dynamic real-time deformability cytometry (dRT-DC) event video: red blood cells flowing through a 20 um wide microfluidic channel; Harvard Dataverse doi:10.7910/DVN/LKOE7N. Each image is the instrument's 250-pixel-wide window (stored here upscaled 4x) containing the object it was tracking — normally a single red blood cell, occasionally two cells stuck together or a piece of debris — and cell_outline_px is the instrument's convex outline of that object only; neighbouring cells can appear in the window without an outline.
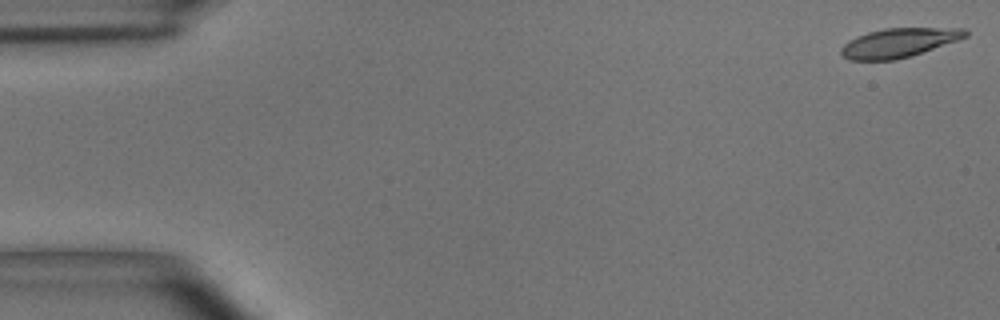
{"species": "common noctule bat (a hibernating species)", "species_latin": "Nyctalus noctula", "temperature_condition": "room temperature", "stored_images_in_passage": 54, "camera_frame_rate_fps": 3000, "um_per_image_px": 0.085, "animal": {"sex": "male", "body_mass_g": 15.6}, "frame": {"image": 1, "passage_image": 1, "time_ms": 0.0, "image_size_px": [1000, 320], "cell_outline_px": [[968, 36], [912, 56], [896, 60], [848, 60], [840, 52], [840, 48], [848, 40], [856, 36], [868, 32], [884, 28], [964, 28], [968, 32]], "centroid_in_image_um": [76.37, 3.63], "position_along_channel_um": 8.6, "area_um2": 21.15}}
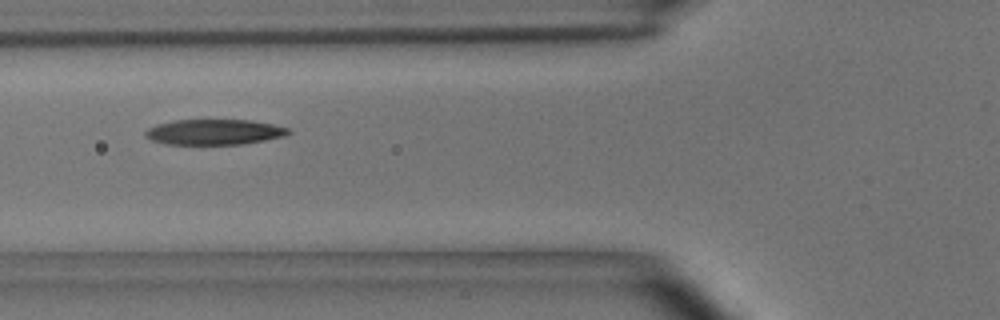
{"frame": {"image": 2, "passage_image": 20, "time_ms": 6.333, "image_size_px": [1000, 320], "cell_outline_px": [[292, 132], [284, 136], [264, 140], [240, 144], [164, 144], [152, 140], [144, 136], [144, 132], [148, 128], [156, 124], [172, 120], [252, 120], [292, 128]], "centroid_in_image_um": [18.21, 11.21], "position_along_channel_um": 107.6, "area_um2": 21.33}}
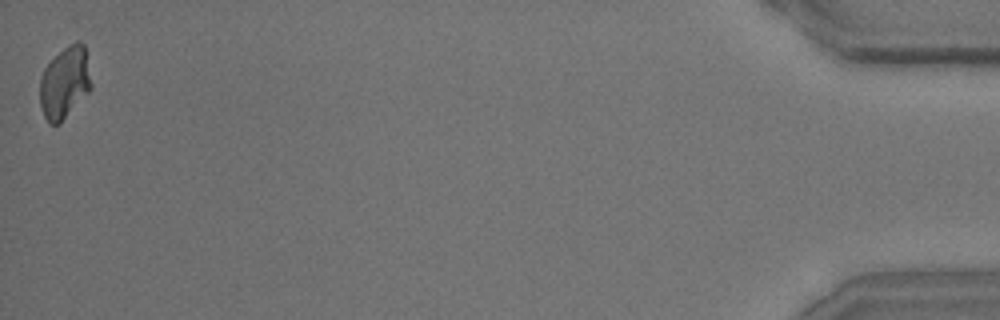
{"frame": {"image": 3, "passage_image": 54, "time_ms": 17.667, "image_size_px": [1000, 320], "cell_outline_px": [[92, 88], [60, 124], [48, 124], [44, 116], [40, 104], [40, 76], [44, 68], [64, 48], [76, 40], [80, 40], [84, 44], [92, 84]], "centroid_in_image_um": [5.5, 7.04], "position_along_channel_um": 429.7, "area_um2": 21.56}, "authors_computed_cell_mechanics": {"area_um2": 22.0218, "velocity_mm_per_s": 3.6542, "shape_relaxation_time_tau1_ms": 5.1973, "shape_relaxation_time_tau2_ms": 2.3866, "deformation_change_tau1": 0.1645, "deformation_change_tau2": 0.0945}}